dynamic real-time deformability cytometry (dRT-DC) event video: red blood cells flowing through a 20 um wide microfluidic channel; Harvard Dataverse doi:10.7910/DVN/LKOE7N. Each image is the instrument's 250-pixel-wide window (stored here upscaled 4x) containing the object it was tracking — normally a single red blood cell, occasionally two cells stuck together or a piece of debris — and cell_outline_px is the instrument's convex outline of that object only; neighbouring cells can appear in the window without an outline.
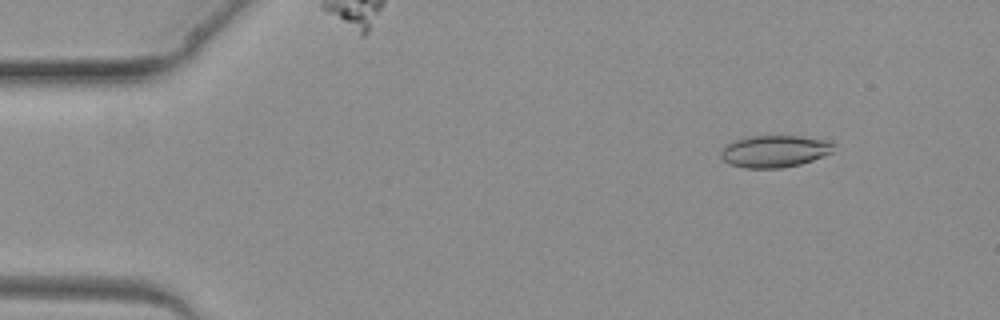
{"species": "common noctule bat (a hibernating species)", "species_latin": "Nyctalus noctula", "temperature_condition": "warm", "stored_images_in_passage": 2, "camera_frame_rate_fps": 3000, "um_per_image_px": 0.085, "animal": {"sex": "female", "body_mass_g": 19.3, "forearm_length_mm": 54.1}, "frame": {"image": 1, "passage_image": 1, "time_ms": 0.0, "image_size_px": [1000, 320], "cell_outline_px": [[832, 152], [824, 156], [800, 164], [780, 168], [744, 168], [728, 164], [720, 156], [720, 152], [724, 144], [732, 140], [744, 136], [804, 136], [832, 140]], "centroid_in_image_um": [65.79, 12.84], "position_along_channel_um": 19.2, "area_um2": 21.44}}